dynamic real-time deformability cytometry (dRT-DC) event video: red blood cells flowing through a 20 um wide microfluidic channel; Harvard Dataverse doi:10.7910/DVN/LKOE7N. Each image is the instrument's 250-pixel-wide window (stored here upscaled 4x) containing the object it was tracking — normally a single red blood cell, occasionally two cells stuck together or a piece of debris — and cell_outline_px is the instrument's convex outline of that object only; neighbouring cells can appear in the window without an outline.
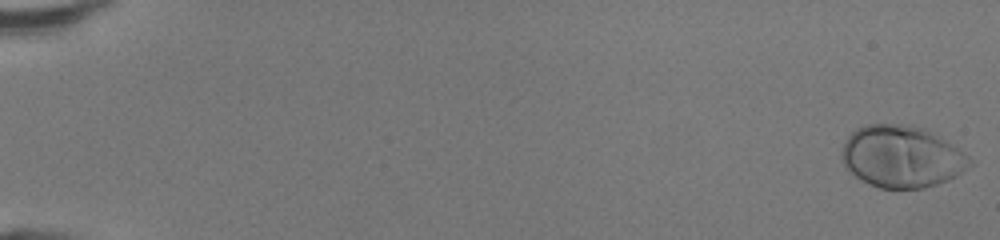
{"species": "human", "species_latin": "Homo sapiens", "temperature_condition": "room temperature", "stored_images_in_passage": 49, "camera_frame_rate_fps": 3000, "um_per_image_px": 0.085, "donor": {"sex": "female"}, "frame": {"image": 1, "passage_image": 1, "time_ms": 0.0, "image_size_px": [1000, 240], "cell_outline_px": [[972, 164], [956, 176], [948, 180], [924, 188], [896, 192], [880, 188], [868, 184], [860, 180], [844, 168], [840, 156], [840, 152], [844, 140], [856, 128], [864, 124], [908, 124], [924, 128], [932, 132], [964, 152], [968, 156]], "centroid_in_image_um": [76.58, 13.34], "position_along_channel_um": 8.4, "area_um2": 47.16}}
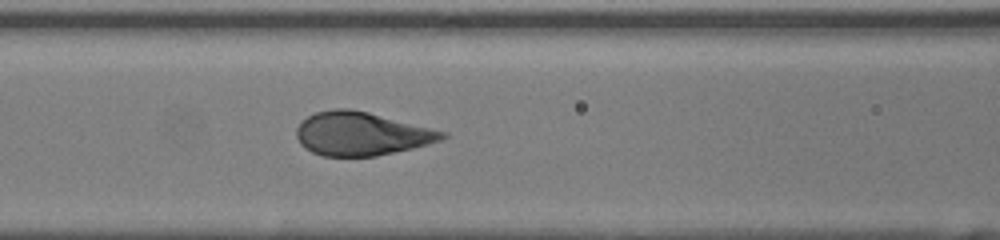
{"frame": {"image": 2, "passage_image": 23, "time_ms": 7.333, "image_size_px": [1000, 240], "cell_outline_px": [[448, 136], [440, 140], [428, 144], [412, 148], [376, 156], [324, 156], [312, 152], [304, 148], [300, 144], [296, 136], [296, 128], [308, 116], [316, 112], [336, 108], [348, 108], [368, 112], [448, 132]], "centroid_in_image_um": [30.71, 11.37], "position_along_channel_um": 135.9, "area_um2": 36.76}}
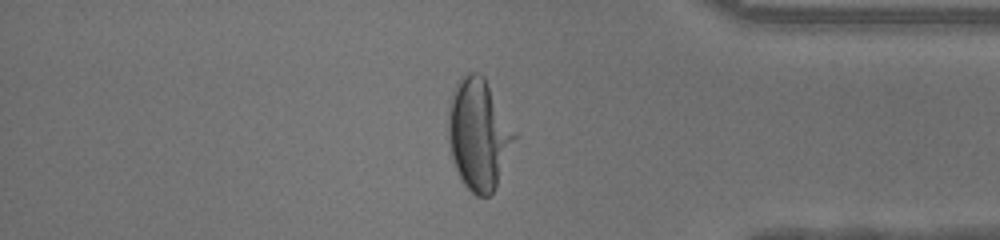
{"frame": {"image": 3, "passage_image": 42, "time_ms": 13.667, "image_size_px": [1000, 240], "cell_outline_px": [[516, 136], [496, 188], [488, 196], [476, 196], [464, 184], [452, 160], [448, 140], [448, 104], [452, 92], [460, 76], [468, 72], [480, 72], [484, 76], [516, 132]], "centroid_in_image_um": [40.66, 11.38], "position_along_channel_um": 394.5, "area_um2": 42.83}, "authors_computed_cell_mechanics": {"area_um2": 39.8242, "velocity_mm_per_s": 4.3249, "shape_relaxation_time_tau1_ms": 2.6956, "shape_relaxation_time_tau2_ms": null, "deformation_change_tau1": 0.1895, "deformation_change_tau2": null}}